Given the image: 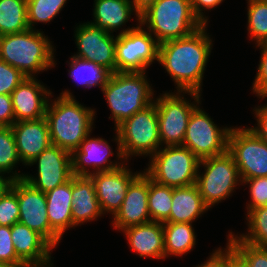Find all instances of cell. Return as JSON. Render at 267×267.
I'll return each mask as SVG.
<instances>
[{"label":"cell","mask_w":267,"mask_h":267,"mask_svg":"<svg viewBox=\"0 0 267 267\" xmlns=\"http://www.w3.org/2000/svg\"><path fill=\"white\" fill-rule=\"evenodd\" d=\"M202 167L204 171L200 172ZM237 185H242V181L238 167L228 152L200 160L196 186L204 203L210 209L232 196Z\"/></svg>","instance_id":"9"},{"label":"cell","mask_w":267,"mask_h":267,"mask_svg":"<svg viewBox=\"0 0 267 267\" xmlns=\"http://www.w3.org/2000/svg\"><path fill=\"white\" fill-rule=\"evenodd\" d=\"M227 152L238 167L240 179L267 177V143L249 127H232Z\"/></svg>","instance_id":"12"},{"label":"cell","mask_w":267,"mask_h":267,"mask_svg":"<svg viewBox=\"0 0 267 267\" xmlns=\"http://www.w3.org/2000/svg\"><path fill=\"white\" fill-rule=\"evenodd\" d=\"M78 52L72 56L91 61L106 69L110 74L116 72V37L90 22L80 23L74 30Z\"/></svg>","instance_id":"14"},{"label":"cell","mask_w":267,"mask_h":267,"mask_svg":"<svg viewBox=\"0 0 267 267\" xmlns=\"http://www.w3.org/2000/svg\"><path fill=\"white\" fill-rule=\"evenodd\" d=\"M17 152L23 165L28 166L51 144L48 122L45 117L23 120L11 126Z\"/></svg>","instance_id":"21"},{"label":"cell","mask_w":267,"mask_h":267,"mask_svg":"<svg viewBox=\"0 0 267 267\" xmlns=\"http://www.w3.org/2000/svg\"><path fill=\"white\" fill-rule=\"evenodd\" d=\"M253 114L256 118V125L249 127L260 139L267 143V103L254 107Z\"/></svg>","instance_id":"41"},{"label":"cell","mask_w":267,"mask_h":267,"mask_svg":"<svg viewBox=\"0 0 267 267\" xmlns=\"http://www.w3.org/2000/svg\"><path fill=\"white\" fill-rule=\"evenodd\" d=\"M129 248L143 258L165 260L163 223L150 221L122 230Z\"/></svg>","instance_id":"22"},{"label":"cell","mask_w":267,"mask_h":267,"mask_svg":"<svg viewBox=\"0 0 267 267\" xmlns=\"http://www.w3.org/2000/svg\"><path fill=\"white\" fill-rule=\"evenodd\" d=\"M93 21L90 23L98 28L104 29L108 33H127L135 27L122 28L131 19V15H136L137 22L140 16L136 13L130 0H94ZM135 12V13H134ZM133 13V14H132ZM116 30V31H115Z\"/></svg>","instance_id":"23"},{"label":"cell","mask_w":267,"mask_h":267,"mask_svg":"<svg viewBox=\"0 0 267 267\" xmlns=\"http://www.w3.org/2000/svg\"><path fill=\"white\" fill-rule=\"evenodd\" d=\"M185 94L191 96L194 101L187 100ZM154 102L161 147L182 145L190 115L201 104V93L165 91L154 98Z\"/></svg>","instance_id":"8"},{"label":"cell","mask_w":267,"mask_h":267,"mask_svg":"<svg viewBox=\"0 0 267 267\" xmlns=\"http://www.w3.org/2000/svg\"><path fill=\"white\" fill-rule=\"evenodd\" d=\"M257 47H259V48H267V38L263 41L262 44L257 45Z\"/></svg>","instance_id":"48"},{"label":"cell","mask_w":267,"mask_h":267,"mask_svg":"<svg viewBox=\"0 0 267 267\" xmlns=\"http://www.w3.org/2000/svg\"><path fill=\"white\" fill-rule=\"evenodd\" d=\"M209 209L210 208L204 203L196 184L173 188L170 215L164 222H184L192 224Z\"/></svg>","instance_id":"26"},{"label":"cell","mask_w":267,"mask_h":267,"mask_svg":"<svg viewBox=\"0 0 267 267\" xmlns=\"http://www.w3.org/2000/svg\"><path fill=\"white\" fill-rule=\"evenodd\" d=\"M0 262L12 267H28L15 252L11 239V227L0 226Z\"/></svg>","instance_id":"37"},{"label":"cell","mask_w":267,"mask_h":267,"mask_svg":"<svg viewBox=\"0 0 267 267\" xmlns=\"http://www.w3.org/2000/svg\"><path fill=\"white\" fill-rule=\"evenodd\" d=\"M26 78L20 70L0 60V95H11Z\"/></svg>","instance_id":"38"},{"label":"cell","mask_w":267,"mask_h":267,"mask_svg":"<svg viewBox=\"0 0 267 267\" xmlns=\"http://www.w3.org/2000/svg\"><path fill=\"white\" fill-rule=\"evenodd\" d=\"M45 195L50 227L62 238L65 231L77 227L72 218V178Z\"/></svg>","instance_id":"25"},{"label":"cell","mask_w":267,"mask_h":267,"mask_svg":"<svg viewBox=\"0 0 267 267\" xmlns=\"http://www.w3.org/2000/svg\"><path fill=\"white\" fill-rule=\"evenodd\" d=\"M140 23L159 43L187 37L203 26L191 0H157L140 15Z\"/></svg>","instance_id":"5"},{"label":"cell","mask_w":267,"mask_h":267,"mask_svg":"<svg viewBox=\"0 0 267 267\" xmlns=\"http://www.w3.org/2000/svg\"><path fill=\"white\" fill-rule=\"evenodd\" d=\"M157 0H130L133 5L134 10L140 16L144 11H146L153 3Z\"/></svg>","instance_id":"46"},{"label":"cell","mask_w":267,"mask_h":267,"mask_svg":"<svg viewBox=\"0 0 267 267\" xmlns=\"http://www.w3.org/2000/svg\"><path fill=\"white\" fill-rule=\"evenodd\" d=\"M225 267H249L246 260L227 241L225 248Z\"/></svg>","instance_id":"44"},{"label":"cell","mask_w":267,"mask_h":267,"mask_svg":"<svg viewBox=\"0 0 267 267\" xmlns=\"http://www.w3.org/2000/svg\"><path fill=\"white\" fill-rule=\"evenodd\" d=\"M0 267H12L11 265L5 264V263H1L0 262Z\"/></svg>","instance_id":"49"},{"label":"cell","mask_w":267,"mask_h":267,"mask_svg":"<svg viewBox=\"0 0 267 267\" xmlns=\"http://www.w3.org/2000/svg\"><path fill=\"white\" fill-rule=\"evenodd\" d=\"M112 170L98 172L89 177L94 183L97 199L103 214H111L112 217L121 208L130 183L141 173L132 172L129 164Z\"/></svg>","instance_id":"17"},{"label":"cell","mask_w":267,"mask_h":267,"mask_svg":"<svg viewBox=\"0 0 267 267\" xmlns=\"http://www.w3.org/2000/svg\"><path fill=\"white\" fill-rule=\"evenodd\" d=\"M28 29L27 0H0V36Z\"/></svg>","instance_id":"28"},{"label":"cell","mask_w":267,"mask_h":267,"mask_svg":"<svg viewBox=\"0 0 267 267\" xmlns=\"http://www.w3.org/2000/svg\"><path fill=\"white\" fill-rule=\"evenodd\" d=\"M207 25L191 35L160 43L158 63L167 71L179 92L202 93L203 77L214 41Z\"/></svg>","instance_id":"1"},{"label":"cell","mask_w":267,"mask_h":267,"mask_svg":"<svg viewBox=\"0 0 267 267\" xmlns=\"http://www.w3.org/2000/svg\"><path fill=\"white\" fill-rule=\"evenodd\" d=\"M19 223L42 235L54 248L62 238L50 227L47 216L46 195L24 179H17Z\"/></svg>","instance_id":"16"},{"label":"cell","mask_w":267,"mask_h":267,"mask_svg":"<svg viewBox=\"0 0 267 267\" xmlns=\"http://www.w3.org/2000/svg\"><path fill=\"white\" fill-rule=\"evenodd\" d=\"M249 186L251 201L246 205V211L251 209L267 206V177H258L242 180V185Z\"/></svg>","instance_id":"39"},{"label":"cell","mask_w":267,"mask_h":267,"mask_svg":"<svg viewBox=\"0 0 267 267\" xmlns=\"http://www.w3.org/2000/svg\"><path fill=\"white\" fill-rule=\"evenodd\" d=\"M41 30L28 29L0 36V60L20 70L27 78L55 67V48Z\"/></svg>","instance_id":"3"},{"label":"cell","mask_w":267,"mask_h":267,"mask_svg":"<svg viewBox=\"0 0 267 267\" xmlns=\"http://www.w3.org/2000/svg\"><path fill=\"white\" fill-rule=\"evenodd\" d=\"M114 131L116 132L114 141L117 143V161L113 162L109 158L110 155H114L109 142L99 136L92 138L90 136L92 134L89 133L80 143L79 147L71 154L73 176H90L98 172L112 171L126 164L118 133L115 129ZM91 167L92 171L89 170Z\"/></svg>","instance_id":"13"},{"label":"cell","mask_w":267,"mask_h":267,"mask_svg":"<svg viewBox=\"0 0 267 267\" xmlns=\"http://www.w3.org/2000/svg\"><path fill=\"white\" fill-rule=\"evenodd\" d=\"M223 1L224 0H191V3L195 16L203 25L208 26L209 18L205 15V10H213V8H216Z\"/></svg>","instance_id":"42"},{"label":"cell","mask_w":267,"mask_h":267,"mask_svg":"<svg viewBox=\"0 0 267 267\" xmlns=\"http://www.w3.org/2000/svg\"><path fill=\"white\" fill-rule=\"evenodd\" d=\"M227 241L246 260L249 267H267V247H258L242 241L230 231Z\"/></svg>","instance_id":"35"},{"label":"cell","mask_w":267,"mask_h":267,"mask_svg":"<svg viewBox=\"0 0 267 267\" xmlns=\"http://www.w3.org/2000/svg\"><path fill=\"white\" fill-rule=\"evenodd\" d=\"M19 162L21 163V160L11 126L0 127V172L7 173L13 180L23 179V173L13 171Z\"/></svg>","instance_id":"30"},{"label":"cell","mask_w":267,"mask_h":267,"mask_svg":"<svg viewBox=\"0 0 267 267\" xmlns=\"http://www.w3.org/2000/svg\"><path fill=\"white\" fill-rule=\"evenodd\" d=\"M13 179L10 176L5 177L4 173L0 172V198L11 187Z\"/></svg>","instance_id":"47"},{"label":"cell","mask_w":267,"mask_h":267,"mask_svg":"<svg viewBox=\"0 0 267 267\" xmlns=\"http://www.w3.org/2000/svg\"><path fill=\"white\" fill-rule=\"evenodd\" d=\"M52 94L36 77L23 80L11 93L14 123L45 117Z\"/></svg>","instance_id":"19"},{"label":"cell","mask_w":267,"mask_h":267,"mask_svg":"<svg viewBox=\"0 0 267 267\" xmlns=\"http://www.w3.org/2000/svg\"><path fill=\"white\" fill-rule=\"evenodd\" d=\"M72 218L76 226L92 222L104 215L89 176L72 177Z\"/></svg>","instance_id":"24"},{"label":"cell","mask_w":267,"mask_h":267,"mask_svg":"<svg viewBox=\"0 0 267 267\" xmlns=\"http://www.w3.org/2000/svg\"><path fill=\"white\" fill-rule=\"evenodd\" d=\"M196 267H225V248L218 247L210 253L209 258L204 263Z\"/></svg>","instance_id":"45"},{"label":"cell","mask_w":267,"mask_h":267,"mask_svg":"<svg viewBox=\"0 0 267 267\" xmlns=\"http://www.w3.org/2000/svg\"><path fill=\"white\" fill-rule=\"evenodd\" d=\"M136 25L116 35V72H146L158 62L160 43L140 22Z\"/></svg>","instance_id":"10"},{"label":"cell","mask_w":267,"mask_h":267,"mask_svg":"<svg viewBox=\"0 0 267 267\" xmlns=\"http://www.w3.org/2000/svg\"><path fill=\"white\" fill-rule=\"evenodd\" d=\"M200 105L190 115L182 146L202 160L227 152L228 136L232 126L219 128Z\"/></svg>","instance_id":"11"},{"label":"cell","mask_w":267,"mask_h":267,"mask_svg":"<svg viewBox=\"0 0 267 267\" xmlns=\"http://www.w3.org/2000/svg\"><path fill=\"white\" fill-rule=\"evenodd\" d=\"M67 0H27L29 29L35 30L37 23H49L62 11Z\"/></svg>","instance_id":"34"},{"label":"cell","mask_w":267,"mask_h":267,"mask_svg":"<svg viewBox=\"0 0 267 267\" xmlns=\"http://www.w3.org/2000/svg\"><path fill=\"white\" fill-rule=\"evenodd\" d=\"M115 128L154 102V90L146 72H115L101 89Z\"/></svg>","instance_id":"4"},{"label":"cell","mask_w":267,"mask_h":267,"mask_svg":"<svg viewBox=\"0 0 267 267\" xmlns=\"http://www.w3.org/2000/svg\"><path fill=\"white\" fill-rule=\"evenodd\" d=\"M149 160L144 172L154 182L172 188L196 184L200 160L185 146H164Z\"/></svg>","instance_id":"6"},{"label":"cell","mask_w":267,"mask_h":267,"mask_svg":"<svg viewBox=\"0 0 267 267\" xmlns=\"http://www.w3.org/2000/svg\"><path fill=\"white\" fill-rule=\"evenodd\" d=\"M149 176L142 171L129 185L121 208L112 217L116 230L151 221L148 210Z\"/></svg>","instance_id":"18"},{"label":"cell","mask_w":267,"mask_h":267,"mask_svg":"<svg viewBox=\"0 0 267 267\" xmlns=\"http://www.w3.org/2000/svg\"><path fill=\"white\" fill-rule=\"evenodd\" d=\"M247 232L237 236L244 242L267 247V206L251 209L246 214Z\"/></svg>","instance_id":"32"},{"label":"cell","mask_w":267,"mask_h":267,"mask_svg":"<svg viewBox=\"0 0 267 267\" xmlns=\"http://www.w3.org/2000/svg\"><path fill=\"white\" fill-rule=\"evenodd\" d=\"M164 253L181 257L194 249L196 235L193 225L184 222H163Z\"/></svg>","instance_id":"27"},{"label":"cell","mask_w":267,"mask_h":267,"mask_svg":"<svg viewBox=\"0 0 267 267\" xmlns=\"http://www.w3.org/2000/svg\"><path fill=\"white\" fill-rule=\"evenodd\" d=\"M95 114L94 108L80 104L69 90L62 91L56 99L50 97L45 118L51 144L72 154L92 133Z\"/></svg>","instance_id":"2"},{"label":"cell","mask_w":267,"mask_h":267,"mask_svg":"<svg viewBox=\"0 0 267 267\" xmlns=\"http://www.w3.org/2000/svg\"><path fill=\"white\" fill-rule=\"evenodd\" d=\"M37 165L36 175L24 173L23 179L35 189L47 193L73 177L71 153L50 145L28 166Z\"/></svg>","instance_id":"15"},{"label":"cell","mask_w":267,"mask_h":267,"mask_svg":"<svg viewBox=\"0 0 267 267\" xmlns=\"http://www.w3.org/2000/svg\"><path fill=\"white\" fill-rule=\"evenodd\" d=\"M173 188L160 185L149 177L148 210L151 221L164 222L170 215Z\"/></svg>","instance_id":"31"},{"label":"cell","mask_w":267,"mask_h":267,"mask_svg":"<svg viewBox=\"0 0 267 267\" xmlns=\"http://www.w3.org/2000/svg\"><path fill=\"white\" fill-rule=\"evenodd\" d=\"M19 204L17 198V180L0 198V226L11 227L19 221Z\"/></svg>","instance_id":"36"},{"label":"cell","mask_w":267,"mask_h":267,"mask_svg":"<svg viewBox=\"0 0 267 267\" xmlns=\"http://www.w3.org/2000/svg\"><path fill=\"white\" fill-rule=\"evenodd\" d=\"M68 65L69 76L75 83L85 88L99 87L101 90L110 75L103 67L74 56L70 57Z\"/></svg>","instance_id":"29"},{"label":"cell","mask_w":267,"mask_h":267,"mask_svg":"<svg viewBox=\"0 0 267 267\" xmlns=\"http://www.w3.org/2000/svg\"><path fill=\"white\" fill-rule=\"evenodd\" d=\"M126 162L133 156L149 158L161 148L155 102L114 128Z\"/></svg>","instance_id":"7"},{"label":"cell","mask_w":267,"mask_h":267,"mask_svg":"<svg viewBox=\"0 0 267 267\" xmlns=\"http://www.w3.org/2000/svg\"><path fill=\"white\" fill-rule=\"evenodd\" d=\"M14 124L11 95H0V127Z\"/></svg>","instance_id":"43"},{"label":"cell","mask_w":267,"mask_h":267,"mask_svg":"<svg viewBox=\"0 0 267 267\" xmlns=\"http://www.w3.org/2000/svg\"><path fill=\"white\" fill-rule=\"evenodd\" d=\"M11 239L17 256L28 267H53L55 248L38 232L18 222L11 226Z\"/></svg>","instance_id":"20"},{"label":"cell","mask_w":267,"mask_h":267,"mask_svg":"<svg viewBox=\"0 0 267 267\" xmlns=\"http://www.w3.org/2000/svg\"><path fill=\"white\" fill-rule=\"evenodd\" d=\"M247 1L248 36L257 46L267 38V2L264 0Z\"/></svg>","instance_id":"33"},{"label":"cell","mask_w":267,"mask_h":267,"mask_svg":"<svg viewBox=\"0 0 267 267\" xmlns=\"http://www.w3.org/2000/svg\"><path fill=\"white\" fill-rule=\"evenodd\" d=\"M261 57L255 79L252 83V91L260 99L267 98V48H259Z\"/></svg>","instance_id":"40"}]
</instances>
